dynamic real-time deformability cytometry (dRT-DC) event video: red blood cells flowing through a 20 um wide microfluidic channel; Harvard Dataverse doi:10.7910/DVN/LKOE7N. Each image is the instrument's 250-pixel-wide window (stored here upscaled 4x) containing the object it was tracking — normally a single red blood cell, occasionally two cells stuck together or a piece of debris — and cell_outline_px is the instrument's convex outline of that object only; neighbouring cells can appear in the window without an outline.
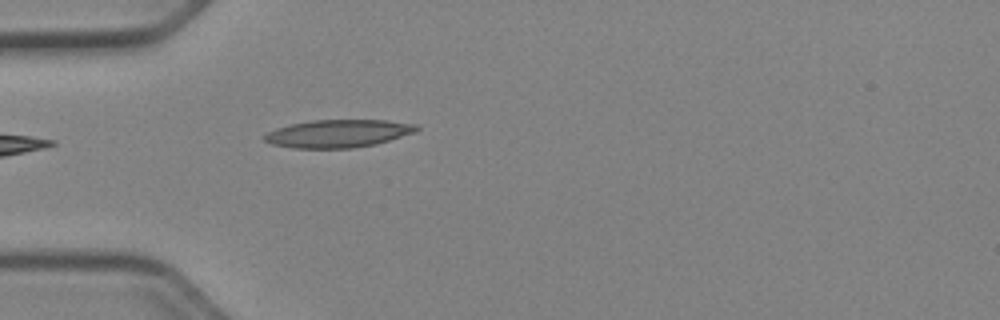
{"species": "Egyptian fruit bat (a non-hibernating species)", "species_latin": "Rousettus aegyptiacus", "temperature_condition": "cold", "stored_images_in_passage": 23, "camera_frame_rate_fps": 3000, "um_per_image_px": 0.085, "animal": {"sex": "female"}, "frame": {"image": 1, "passage_image": 1, "time_ms": 0.0, "image_size_px": [1000, 320], "cell_outline_px": [[420, 128], [416, 132], [376, 144], [352, 148], [292, 148], [272, 144], [264, 140], [260, 136], [276, 128], [292, 124], [312, 120], [384, 120], [416, 124]], "centroid_in_image_um": [28.73, 11.35], "position_along_channel_um": 56.3, "area_um2": 24.68}}
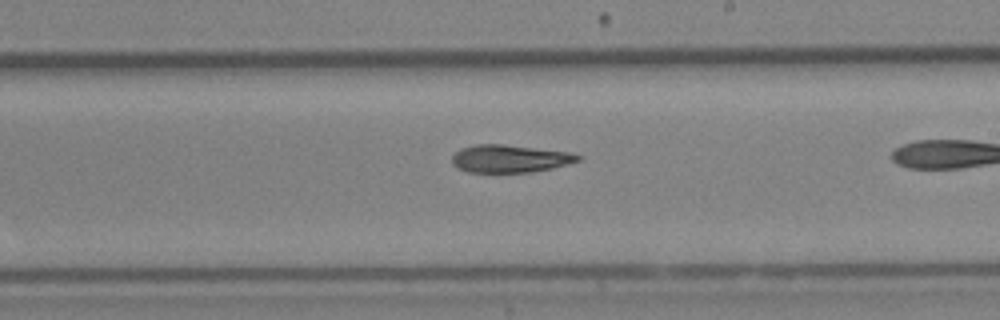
{"frame": {"image": 2, "passage_image": 13, "time_ms": 4.0, "image_size_px": [1000, 320], "cell_outline_px": [[580, 160], [568, 164], [552, 168], [532, 172], [468, 172], [456, 168], [452, 164], [452, 156], [460, 148], [476, 144], [504, 144], [568, 152], [580, 156]], "centroid_in_image_um": [43.28, 13.48], "position_along_channel_um": 245.7, "area_um2": 20.29}}
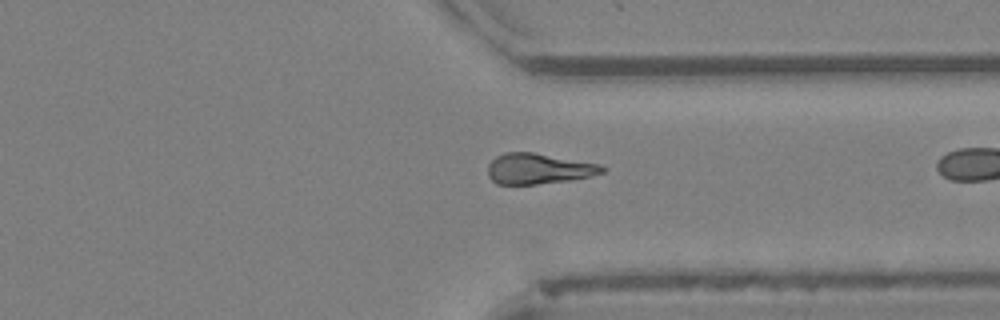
{"frame": {"image": 3, "passage_image": 22, "time_ms": 7.0, "image_size_px": [1000, 320], "cell_outline_px": [[608, 168], [604, 172], [572, 180], [536, 184], [496, 184], [488, 176], [488, 164], [496, 156], [504, 152], [532, 152], [600, 164]], "centroid_in_image_um": [45.77, 14.34], "position_along_channel_um": 365.6, "area_um2": 20.4}}